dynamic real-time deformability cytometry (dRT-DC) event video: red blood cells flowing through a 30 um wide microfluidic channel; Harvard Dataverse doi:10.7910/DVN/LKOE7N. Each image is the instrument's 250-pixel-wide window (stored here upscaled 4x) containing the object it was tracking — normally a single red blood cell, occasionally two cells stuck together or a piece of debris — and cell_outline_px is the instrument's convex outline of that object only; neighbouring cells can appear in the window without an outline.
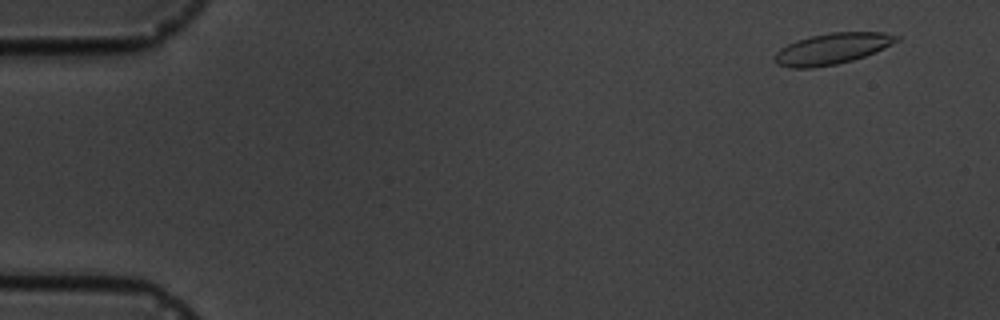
{"species": "common noctule bat (a hibernating species)", "species_latin": "Nyctalus noctula", "temperature_condition": "cold", "stored_images_in_passage": 6, "camera_frame_rate_fps": 3000, "um_per_image_px": 0.085, "animal": {"sex": "male", "body_mass_g": 19.5, "forearm_length_mm": 54.6}, "frame": {"image": 1, "passage_image": 1, "time_ms": 0.0, "image_size_px": [1000, 320], "cell_outline_px": [[900, 40], [884, 48], [864, 56], [852, 60], [836, 64], [812, 68], [788, 68], [776, 64], [772, 60], [772, 56], [780, 48], [796, 40], [828, 32], [884, 32], [900, 36]], "centroid_in_image_um": [70.69, 4.14], "position_along_channel_um": 14.3, "area_um2": 22.25}}
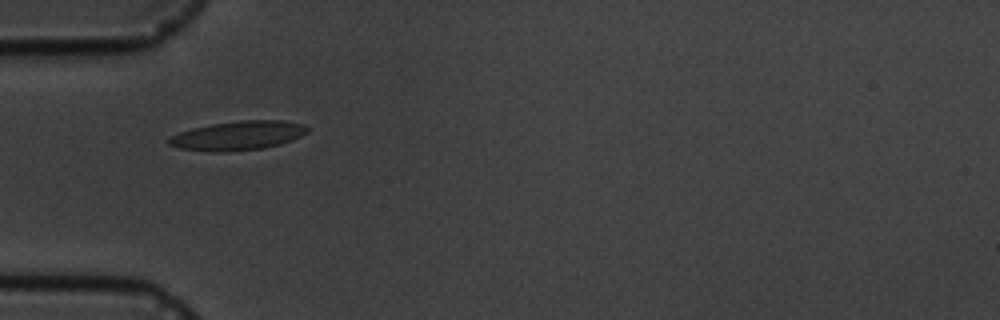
{"frame": {"image": 2, "passage_image": 5, "time_ms": 4.667, "image_size_px": [1000, 320], "cell_outline_px": [[308, 132], [292, 140], [280, 144], [264, 148], [224, 152], [212, 152], [180, 148], [168, 144], [168, 140], [172, 136], [180, 132], [192, 128], [212, 124], [240, 120], [284, 120], [304, 124], [308, 128]], "centroid_in_image_um": [20.26, 11.52], "position_along_channel_um": 64.7, "area_um2": 23.47}}
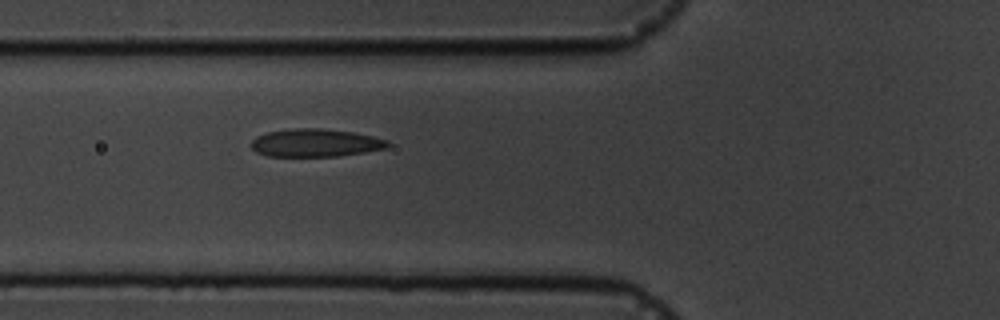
{"frame": {"image": 3, "passage_image": 6, "time_ms": 5.667, "image_size_px": [1000, 320], "cell_outline_px": [[388, 144], [384, 148], [364, 152], [336, 156], [268, 156], [256, 152], [252, 148], [252, 140], [256, 136], [268, 132], [292, 128], [320, 128], [352, 132], [372, 136], [388, 140]], "centroid_in_image_um": [26.77, 12.14], "position_along_channel_um": 99.0, "area_um2": 21.96}}